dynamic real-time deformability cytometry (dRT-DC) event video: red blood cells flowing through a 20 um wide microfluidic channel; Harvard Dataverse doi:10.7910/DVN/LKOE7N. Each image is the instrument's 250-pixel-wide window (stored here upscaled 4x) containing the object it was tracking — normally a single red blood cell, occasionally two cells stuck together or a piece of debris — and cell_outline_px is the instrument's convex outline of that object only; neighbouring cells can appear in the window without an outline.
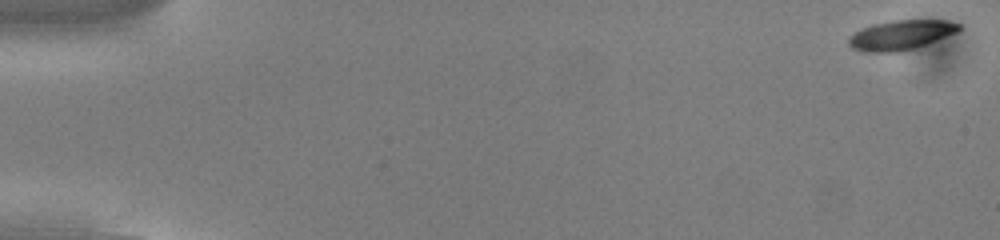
{"species": "common noctule bat (a hibernating species)", "species_latin": "Nyctalus noctula", "temperature_condition": "cold", "stored_images_in_passage": 54, "camera_frame_rate_fps": 3000, "um_per_image_px": 0.085, "animal": {"sex": "male", "body_mass_g": 13.0, "forearm_length_mm": 53.1}, "frame": {"image": 1, "passage_image": 1, "time_ms": 0.0, "image_size_px": [1000, 240], "cell_outline_px": [[960, 28], [956, 32], [916, 48], [896, 52], [864, 52], [852, 48], [848, 44], [848, 36], [872, 24], [892, 20], [944, 20], [960, 24]], "centroid_in_image_um": [76.53, 2.98], "position_along_channel_um": 8.5, "area_um2": 18.9}}
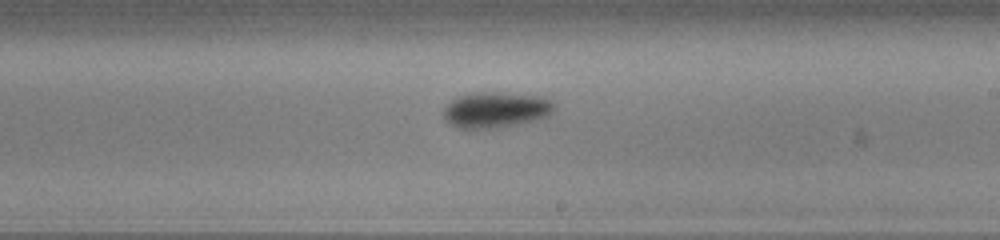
{"frame": {"image": 2, "passage_image": 32, "time_ms": 10.333, "image_size_px": [1000, 240], "cell_outline_px": [[556, 104], [548, 116], [536, 120], [496, 128], [460, 128], [444, 120], [444, 108], [456, 96], [476, 92], [504, 92], [540, 96], [552, 100]], "centroid_in_image_um": [42.16, 9.32], "position_along_channel_um": 246.8, "area_um2": 23.12}}
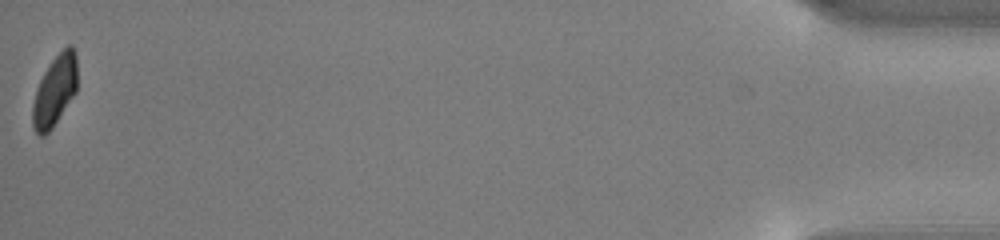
{"frame": {"image": 3, "passage_image": 54, "time_ms": 17.667, "image_size_px": [1000, 240], "cell_outline_px": [[76, 92], [52, 128], [44, 136], [40, 136], [32, 128], [32, 104], [36, 88], [44, 72], [52, 60], [68, 44], [72, 44], [76, 52]], "centroid_in_image_um": [4.64, 7.72], "position_along_channel_um": 430.6, "area_um2": 18.38}, "authors_computed_cell_mechanics": {"area_um2": 20.4034, "velocity_mm_per_s": 3.8083, "shape_relaxation_time_tau1_ms": 3.091, "shape_relaxation_time_tau2_ms": null, "deformation_change_tau1": 0.1199, "deformation_change_tau2": null}}